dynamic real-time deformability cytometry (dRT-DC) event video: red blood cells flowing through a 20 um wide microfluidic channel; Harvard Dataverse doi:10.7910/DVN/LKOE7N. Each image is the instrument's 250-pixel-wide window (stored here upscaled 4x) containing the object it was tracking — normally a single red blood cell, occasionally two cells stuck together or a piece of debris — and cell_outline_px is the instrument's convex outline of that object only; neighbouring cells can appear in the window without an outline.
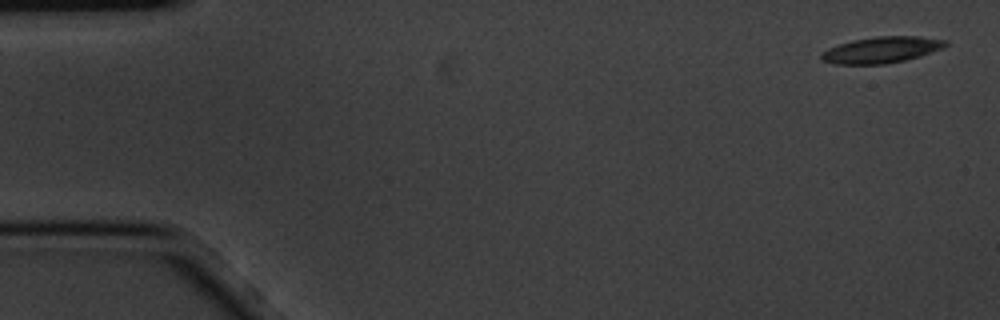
{"species": "common noctule bat (a hibernating species)", "species_latin": "Nyctalus noctula", "temperature_condition": "cold", "stored_images_in_passage": 5, "camera_frame_rate_fps": 3000, "um_per_image_px": 0.085, "animal": {"sex": "male", "body_mass_g": 20.1, "forearm_length_mm": 53.5}, "frame": {"image": 1, "passage_image": 1, "time_ms": 0.0, "image_size_px": [1000, 320], "cell_outline_px": [[948, 44], [944, 48], [920, 56], [904, 60], [884, 64], [836, 64], [820, 60], [820, 56], [828, 48], [852, 40], [876, 36], [920, 36], [948, 40]], "centroid_in_image_um": [74.96, 4.23], "position_along_channel_um": 10.0, "area_um2": 19.02}}
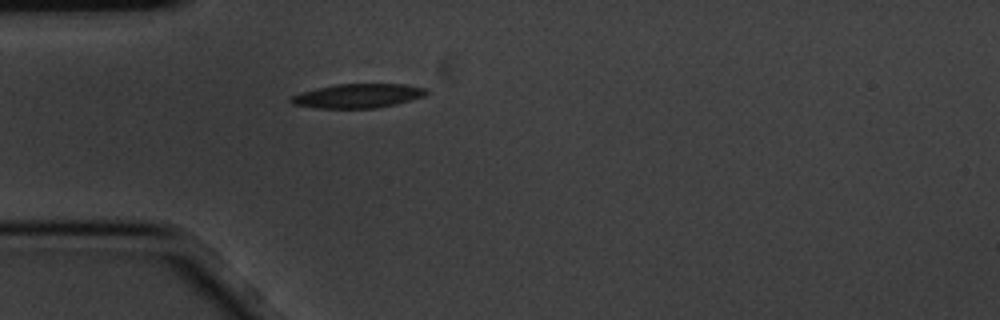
{"frame": {"image": 2, "passage_image": 5, "time_ms": 1.333, "image_size_px": [1000, 320], "cell_outline_px": [[428, 92], [424, 96], [396, 104], [376, 108], [316, 108], [292, 104], [288, 100], [292, 96], [300, 92], [316, 88], [336, 84], [404, 84], [428, 88]], "centroid_in_image_um": [30.41, 8.14], "position_along_channel_um": 54.6, "area_um2": 19.13}}